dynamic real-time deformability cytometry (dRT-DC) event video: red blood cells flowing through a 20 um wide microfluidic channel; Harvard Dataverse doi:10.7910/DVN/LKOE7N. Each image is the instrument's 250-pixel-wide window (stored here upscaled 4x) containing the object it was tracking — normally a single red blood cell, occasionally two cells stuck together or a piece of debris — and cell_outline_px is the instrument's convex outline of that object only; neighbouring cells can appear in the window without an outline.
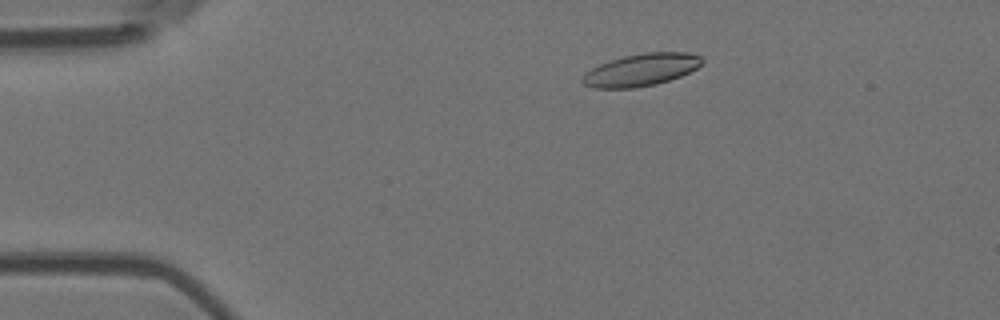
{"species": "Egyptian fruit bat (a non-hibernating species)", "species_latin": "Rousettus aegyptiacus", "temperature_condition": "room temperature", "stored_images_in_passage": 3, "camera_frame_rate_fps": 3000, "um_per_image_px": 0.085, "animal": {"sex": "female"}, "frame": {"image": 1, "passage_image": 1, "time_ms": 0.0, "image_size_px": [1000, 320], "cell_outline_px": [[704, 60], [696, 68], [680, 76], [656, 84], [632, 88], [596, 88], [584, 84], [580, 80], [584, 72], [600, 64], [624, 56], [644, 52], [684, 52], [700, 56]], "centroid_in_image_um": [54.46, 5.93], "position_along_channel_um": 30.5, "area_um2": 22.31}}
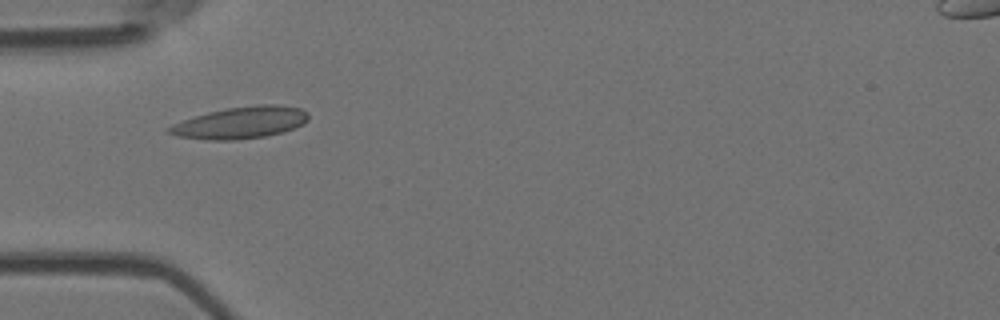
{"frame": {"image": 2, "passage_image": 3, "time_ms": 0.667, "image_size_px": [1000, 320], "cell_outline_px": [[308, 120], [304, 124], [296, 128], [284, 132], [264, 136], [236, 140], [204, 140], [176, 136], [168, 132], [164, 128], [172, 124], [208, 112], [228, 108], [260, 104], [276, 104], [300, 108], [308, 112]], "centroid_in_image_um": [20.46, 10.43], "position_along_channel_um": 64.5, "area_um2": 26.01}}